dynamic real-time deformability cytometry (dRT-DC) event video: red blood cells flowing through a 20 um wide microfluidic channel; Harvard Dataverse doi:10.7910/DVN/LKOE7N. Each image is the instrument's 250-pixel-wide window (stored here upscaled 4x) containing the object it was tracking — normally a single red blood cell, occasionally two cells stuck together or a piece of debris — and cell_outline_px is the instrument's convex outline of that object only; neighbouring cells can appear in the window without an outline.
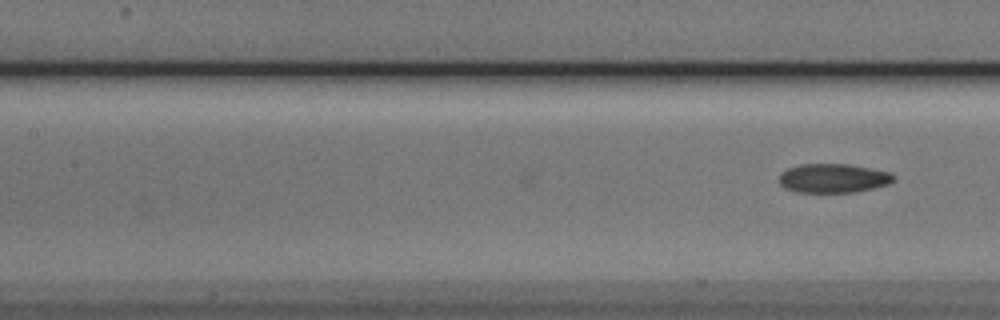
{"species": "Egyptian fruit bat (a non-hibernating species)", "species_latin": "Rousettus aegyptiacus", "temperature_condition": "cold", "stored_images_in_passage": 6, "camera_frame_rate_fps": 3000, "um_per_image_px": 0.085, "animal": {"sex": "male"}, "frame": {"image": 1, "passage_image": 6, "time_ms": 1.667, "image_size_px": [1000, 320], "cell_outline_px": [[896, 180], [888, 184], [856, 192], [796, 192], [784, 188], [780, 184], [780, 172], [788, 168], [800, 164], [848, 164], [888, 172], [896, 176]], "centroid_in_image_um": [70.81, 15.15], "position_along_channel_um": 136.6, "area_um2": 19.36}}